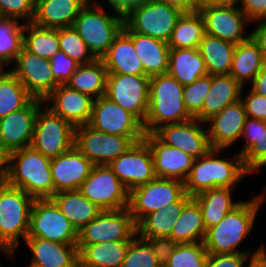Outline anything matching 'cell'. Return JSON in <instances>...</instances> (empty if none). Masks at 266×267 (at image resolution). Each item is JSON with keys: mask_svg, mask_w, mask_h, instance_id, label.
<instances>
[{"mask_svg": "<svg viewBox=\"0 0 266 267\" xmlns=\"http://www.w3.org/2000/svg\"><path fill=\"white\" fill-rule=\"evenodd\" d=\"M50 167V158L31 146L24 147L6 155L4 181L10 186L21 188L34 199L51 198L54 195V184Z\"/></svg>", "mask_w": 266, "mask_h": 267, "instance_id": "1", "label": "cell"}, {"mask_svg": "<svg viewBox=\"0 0 266 267\" xmlns=\"http://www.w3.org/2000/svg\"><path fill=\"white\" fill-rule=\"evenodd\" d=\"M265 191L249 201H241L218 224L207 229L203 241L207 253L231 254L244 252L250 254V251H239L237 247L252 232L257 213L266 199Z\"/></svg>", "mask_w": 266, "mask_h": 267, "instance_id": "2", "label": "cell"}, {"mask_svg": "<svg viewBox=\"0 0 266 267\" xmlns=\"http://www.w3.org/2000/svg\"><path fill=\"white\" fill-rule=\"evenodd\" d=\"M222 149H210L194 159L190 173L184 181L185 192L194 197L217 187H235L250 174L244 167L242 156L237 153L231 159L218 158ZM217 156V157H216Z\"/></svg>", "mask_w": 266, "mask_h": 267, "instance_id": "3", "label": "cell"}, {"mask_svg": "<svg viewBox=\"0 0 266 267\" xmlns=\"http://www.w3.org/2000/svg\"><path fill=\"white\" fill-rule=\"evenodd\" d=\"M184 86L169 73L150 77L149 106L143 123L144 133H153L160 126L193 118L183 101Z\"/></svg>", "mask_w": 266, "mask_h": 267, "instance_id": "4", "label": "cell"}, {"mask_svg": "<svg viewBox=\"0 0 266 267\" xmlns=\"http://www.w3.org/2000/svg\"><path fill=\"white\" fill-rule=\"evenodd\" d=\"M34 200L21 188L0 181V250L8 257L13 258L19 238H27Z\"/></svg>", "mask_w": 266, "mask_h": 267, "instance_id": "5", "label": "cell"}, {"mask_svg": "<svg viewBox=\"0 0 266 267\" xmlns=\"http://www.w3.org/2000/svg\"><path fill=\"white\" fill-rule=\"evenodd\" d=\"M95 4L87 3L74 20L72 27L84 40L92 54L97 59H101L108 52L114 38L123 29L124 15L109 16L98 2Z\"/></svg>", "mask_w": 266, "mask_h": 267, "instance_id": "6", "label": "cell"}, {"mask_svg": "<svg viewBox=\"0 0 266 267\" xmlns=\"http://www.w3.org/2000/svg\"><path fill=\"white\" fill-rule=\"evenodd\" d=\"M182 13L165 2L146 0L124 15V24L133 32L168 42Z\"/></svg>", "mask_w": 266, "mask_h": 267, "instance_id": "7", "label": "cell"}, {"mask_svg": "<svg viewBox=\"0 0 266 267\" xmlns=\"http://www.w3.org/2000/svg\"><path fill=\"white\" fill-rule=\"evenodd\" d=\"M185 193L183 181L155 177L129 192L128 209L137 225L146 215L178 201Z\"/></svg>", "mask_w": 266, "mask_h": 267, "instance_id": "8", "label": "cell"}, {"mask_svg": "<svg viewBox=\"0 0 266 267\" xmlns=\"http://www.w3.org/2000/svg\"><path fill=\"white\" fill-rule=\"evenodd\" d=\"M75 128L61 116L54 114L47 106L38 111L35 120L31 147L50 159L74 146Z\"/></svg>", "mask_w": 266, "mask_h": 267, "instance_id": "9", "label": "cell"}, {"mask_svg": "<svg viewBox=\"0 0 266 267\" xmlns=\"http://www.w3.org/2000/svg\"><path fill=\"white\" fill-rule=\"evenodd\" d=\"M27 237H39L62 244L78 243L77 230L51 198L34 200Z\"/></svg>", "mask_w": 266, "mask_h": 267, "instance_id": "10", "label": "cell"}, {"mask_svg": "<svg viewBox=\"0 0 266 267\" xmlns=\"http://www.w3.org/2000/svg\"><path fill=\"white\" fill-rule=\"evenodd\" d=\"M144 136H120L93 129L88 124L75 128V147L94 165L109 164Z\"/></svg>", "mask_w": 266, "mask_h": 267, "instance_id": "11", "label": "cell"}, {"mask_svg": "<svg viewBox=\"0 0 266 267\" xmlns=\"http://www.w3.org/2000/svg\"><path fill=\"white\" fill-rule=\"evenodd\" d=\"M78 190L102 210H120L129 206V191L108 164L94 165Z\"/></svg>", "mask_w": 266, "mask_h": 267, "instance_id": "12", "label": "cell"}, {"mask_svg": "<svg viewBox=\"0 0 266 267\" xmlns=\"http://www.w3.org/2000/svg\"><path fill=\"white\" fill-rule=\"evenodd\" d=\"M150 77L108 73L105 96L132 113L142 124L149 106Z\"/></svg>", "mask_w": 266, "mask_h": 267, "instance_id": "13", "label": "cell"}, {"mask_svg": "<svg viewBox=\"0 0 266 267\" xmlns=\"http://www.w3.org/2000/svg\"><path fill=\"white\" fill-rule=\"evenodd\" d=\"M137 235V226L128 208L102 210L78 232L77 245L107 241H131Z\"/></svg>", "mask_w": 266, "mask_h": 267, "instance_id": "14", "label": "cell"}, {"mask_svg": "<svg viewBox=\"0 0 266 267\" xmlns=\"http://www.w3.org/2000/svg\"><path fill=\"white\" fill-rule=\"evenodd\" d=\"M14 62L16 67L12 68V74L33 99L44 102L59 86L53 77L49 59L39 57L23 47Z\"/></svg>", "mask_w": 266, "mask_h": 267, "instance_id": "15", "label": "cell"}, {"mask_svg": "<svg viewBox=\"0 0 266 267\" xmlns=\"http://www.w3.org/2000/svg\"><path fill=\"white\" fill-rule=\"evenodd\" d=\"M108 166L129 192L156 177L151 149L144 139L135 142Z\"/></svg>", "mask_w": 266, "mask_h": 267, "instance_id": "16", "label": "cell"}, {"mask_svg": "<svg viewBox=\"0 0 266 267\" xmlns=\"http://www.w3.org/2000/svg\"><path fill=\"white\" fill-rule=\"evenodd\" d=\"M235 2L225 5H212L198 9L204 20L205 33L222 40L239 44L248 40L244 36L245 23L251 21Z\"/></svg>", "mask_w": 266, "mask_h": 267, "instance_id": "17", "label": "cell"}, {"mask_svg": "<svg viewBox=\"0 0 266 267\" xmlns=\"http://www.w3.org/2000/svg\"><path fill=\"white\" fill-rule=\"evenodd\" d=\"M93 129L120 136H144L143 124L105 95L95 99L88 124Z\"/></svg>", "mask_w": 266, "mask_h": 267, "instance_id": "18", "label": "cell"}, {"mask_svg": "<svg viewBox=\"0 0 266 267\" xmlns=\"http://www.w3.org/2000/svg\"><path fill=\"white\" fill-rule=\"evenodd\" d=\"M201 124L204 125L205 122L191 118L179 123L162 125L153 134L165 145L178 148L197 159L211 149L208 131L203 129Z\"/></svg>", "mask_w": 266, "mask_h": 267, "instance_id": "19", "label": "cell"}, {"mask_svg": "<svg viewBox=\"0 0 266 267\" xmlns=\"http://www.w3.org/2000/svg\"><path fill=\"white\" fill-rule=\"evenodd\" d=\"M41 105L44 102L33 99L26 107L0 118V148L6 155L31 145Z\"/></svg>", "mask_w": 266, "mask_h": 267, "instance_id": "20", "label": "cell"}, {"mask_svg": "<svg viewBox=\"0 0 266 267\" xmlns=\"http://www.w3.org/2000/svg\"><path fill=\"white\" fill-rule=\"evenodd\" d=\"M93 101L90 96L61 84L44 101V105L76 128L89 124Z\"/></svg>", "mask_w": 266, "mask_h": 267, "instance_id": "21", "label": "cell"}, {"mask_svg": "<svg viewBox=\"0 0 266 267\" xmlns=\"http://www.w3.org/2000/svg\"><path fill=\"white\" fill-rule=\"evenodd\" d=\"M94 164L75 145L64 154L51 159L54 194L78 190L89 176Z\"/></svg>", "mask_w": 266, "mask_h": 267, "instance_id": "22", "label": "cell"}, {"mask_svg": "<svg viewBox=\"0 0 266 267\" xmlns=\"http://www.w3.org/2000/svg\"><path fill=\"white\" fill-rule=\"evenodd\" d=\"M247 117L244 105L239 100L208 119L205 123L211 126L207 129L211 149L223 150L235 143L242 136Z\"/></svg>", "mask_w": 266, "mask_h": 267, "instance_id": "23", "label": "cell"}, {"mask_svg": "<svg viewBox=\"0 0 266 267\" xmlns=\"http://www.w3.org/2000/svg\"><path fill=\"white\" fill-rule=\"evenodd\" d=\"M153 158L156 177L185 181L191 171L194 158L184 151L162 143L153 133L144 135Z\"/></svg>", "mask_w": 266, "mask_h": 267, "instance_id": "24", "label": "cell"}, {"mask_svg": "<svg viewBox=\"0 0 266 267\" xmlns=\"http://www.w3.org/2000/svg\"><path fill=\"white\" fill-rule=\"evenodd\" d=\"M122 30L132 39L136 54L147 76L168 73L170 48L167 42L133 32L125 24Z\"/></svg>", "mask_w": 266, "mask_h": 267, "instance_id": "25", "label": "cell"}, {"mask_svg": "<svg viewBox=\"0 0 266 267\" xmlns=\"http://www.w3.org/2000/svg\"><path fill=\"white\" fill-rule=\"evenodd\" d=\"M32 252V260L44 267H79L77 244H62L39 237L24 241Z\"/></svg>", "mask_w": 266, "mask_h": 267, "instance_id": "26", "label": "cell"}, {"mask_svg": "<svg viewBox=\"0 0 266 267\" xmlns=\"http://www.w3.org/2000/svg\"><path fill=\"white\" fill-rule=\"evenodd\" d=\"M86 0H36L33 23L43 28L70 27Z\"/></svg>", "mask_w": 266, "mask_h": 267, "instance_id": "27", "label": "cell"}, {"mask_svg": "<svg viewBox=\"0 0 266 267\" xmlns=\"http://www.w3.org/2000/svg\"><path fill=\"white\" fill-rule=\"evenodd\" d=\"M101 59L107 73L146 75L132 39L123 30L114 38L108 52Z\"/></svg>", "mask_w": 266, "mask_h": 267, "instance_id": "28", "label": "cell"}, {"mask_svg": "<svg viewBox=\"0 0 266 267\" xmlns=\"http://www.w3.org/2000/svg\"><path fill=\"white\" fill-rule=\"evenodd\" d=\"M242 136L247 143L238 153L242 156L245 169L255 173L266 166V121L247 117Z\"/></svg>", "mask_w": 266, "mask_h": 267, "instance_id": "29", "label": "cell"}, {"mask_svg": "<svg viewBox=\"0 0 266 267\" xmlns=\"http://www.w3.org/2000/svg\"><path fill=\"white\" fill-rule=\"evenodd\" d=\"M131 241L77 245L79 267H121Z\"/></svg>", "mask_w": 266, "mask_h": 267, "instance_id": "30", "label": "cell"}, {"mask_svg": "<svg viewBox=\"0 0 266 267\" xmlns=\"http://www.w3.org/2000/svg\"><path fill=\"white\" fill-rule=\"evenodd\" d=\"M51 199L77 232L102 212L101 208L83 196L79 190L58 192Z\"/></svg>", "mask_w": 266, "mask_h": 267, "instance_id": "31", "label": "cell"}, {"mask_svg": "<svg viewBox=\"0 0 266 267\" xmlns=\"http://www.w3.org/2000/svg\"><path fill=\"white\" fill-rule=\"evenodd\" d=\"M191 198L185 193L178 201L146 215L136 225L137 235L140 238L170 237L172 228L180 217L184 205Z\"/></svg>", "mask_w": 266, "mask_h": 267, "instance_id": "32", "label": "cell"}, {"mask_svg": "<svg viewBox=\"0 0 266 267\" xmlns=\"http://www.w3.org/2000/svg\"><path fill=\"white\" fill-rule=\"evenodd\" d=\"M243 87L230 75H211V87L203 104V122L241 99Z\"/></svg>", "mask_w": 266, "mask_h": 267, "instance_id": "33", "label": "cell"}, {"mask_svg": "<svg viewBox=\"0 0 266 267\" xmlns=\"http://www.w3.org/2000/svg\"><path fill=\"white\" fill-rule=\"evenodd\" d=\"M168 73L185 86L207 75L208 71L198 48H170Z\"/></svg>", "mask_w": 266, "mask_h": 267, "instance_id": "34", "label": "cell"}, {"mask_svg": "<svg viewBox=\"0 0 266 267\" xmlns=\"http://www.w3.org/2000/svg\"><path fill=\"white\" fill-rule=\"evenodd\" d=\"M265 62L266 59L258 44L250 37L236 44L230 75L244 87L246 82H252Z\"/></svg>", "mask_w": 266, "mask_h": 267, "instance_id": "35", "label": "cell"}, {"mask_svg": "<svg viewBox=\"0 0 266 267\" xmlns=\"http://www.w3.org/2000/svg\"><path fill=\"white\" fill-rule=\"evenodd\" d=\"M235 187H217L197 194L193 198L199 204L206 230L218 224L241 201L232 200V190Z\"/></svg>", "mask_w": 266, "mask_h": 267, "instance_id": "36", "label": "cell"}, {"mask_svg": "<svg viewBox=\"0 0 266 267\" xmlns=\"http://www.w3.org/2000/svg\"><path fill=\"white\" fill-rule=\"evenodd\" d=\"M236 44L207 33L199 45V51L209 75L230 74Z\"/></svg>", "mask_w": 266, "mask_h": 267, "instance_id": "37", "label": "cell"}, {"mask_svg": "<svg viewBox=\"0 0 266 267\" xmlns=\"http://www.w3.org/2000/svg\"><path fill=\"white\" fill-rule=\"evenodd\" d=\"M107 74L103 60L96 59L89 64L79 65L66 85L95 100L106 93Z\"/></svg>", "mask_w": 266, "mask_h": 267, "instance_id": "38", "label": "cell"}, {"mask_svg": "<svg viewBox=\"0 0 266 267\" xmlns=\"http://www.w3.org/2000/svg\"><path fill=\"white\" fill-rule=\"evenodd\" d=\"M201 208L192 197L183 207L175 222L170 238L177 243L203 242L206 236Z\"/></svg>", "mask_w": 266, "mask_h": 267, "instance_id": "39", "label": "cell"}, {"mask_svg": "<svg viewBox=\"0 0 266 267\" xmlns=\"http://www.w3.org/2000/svg\"><path fill=\"white\" fill-rule=\"evenodd\" d=\"M204 34V20L199 11L182 13L167 44L172 49L199 48Z\"/></svg>", "mask_w": 266, "mask_h": 267, "instance_id": "40", "label": "cell"}, {"mask_svg": "<svg viewBox=\"0 0 266 267\" xmlns=\"http://www.w3.org/2000/svg\"><path fill=\"white\" fill-rule=\"evenodd\" d=\"M23 32V47L27 51L46 59L60 51L59 29L43 28L32 22L24 23Z\"/></svg>", "mask_w": 266, "mask_h": 267, "instance_id": "41", "label": "cell"}, {"mask_svg": "<svg viewBox=\"0 0 266 267\" xmlns=\"http://www.w3.org/2000/svg\"><path fill=\"white\" fill-rule=\"evenodd\" d=\"M33 98L11 73L0 81V118L26 107Z\"/></svg>", "mask_w": 266, "mask_h": 267, "instance_id": "42", "label": "cell"}, {"mask_svg": "<svg viewBox=\"0 0 266 267\" xmlns=\"http://www.w3.org/2000/svg\"><path fill=\"white\" fill-rule=\"evenodd\" d=\"M15 18L0 17V57L14 62L23 48L24 23Z\"/></svg>", "mask_w": 266, "mask_h": 267, "instance_id": "43", "label": "cell"}, {"mask_svg": "<svg viewBox=\"0 0 266 267\" xmlns=\"http://www.w3.org/2000/svg\"><path fill=\"white\" fill-rule=\"evenodd\" d=\"M207 259L203 242L178 243L164 267H206Z\"/></svg>", "mask_w": 266, "mask_h": 267, "instance_id": "44", "label": "cell"}, {"mask_svg": "<svg viewBox=\"0 0 266 267\" xmlns=\"http://www.w3.org/2000/svg\"><path fill=\"white\" fill-rule=\"evenodd\" d=\"M59 45L61 51L80 65L97 59L72 26L59 28Z\"/></svg>", "mask_w": 266, "mask_h": 267, "instance_id": "45", "label": "cell"}, {"mask_svg": "<svg viewBox=\"0 0 266 267\" xmlns=\"http://www.w3.org/2000/svg\"><path fill=\"white\" fill-rule=\"evenodd\" d=\"M211 87V75L200 77L184 86L183 101L188 113L203 122V104Z\"/></svg>", "mask_w": 266, "mask_h": 267, "instance_id": "46", "label": "cell"}, {"mask_svg": "<svg viewBox=\"0 0 266 267\" xmlns=\"http://www.w3.org/2000/svg\"><path fill=\"white\" fill-rule=\"evenodd\" d=\"M121 267H161L150 245L136 235L130 242Z\"/></svg>", "mask_w": 266, "mask_h": 267, "instance_id": "47", "label": "cell"}, {"mask_svg": "<svg viewBox=\"0 0 266 267\" xmlns=\"http://www.w3.org/2000/svg\"><path fill=\"white\" fill-rule=\"evenodd\" d=\"M36 0H0V17L15 18L32 23Z\"/></svg>", "mask_w": 266, "mask_h": 267, "instance_id": "48", "label": "cell"}, {"mask_svg": "<svg viewBox=\"0 0 266 267\" xmlns=\"http://www.w3.org/2000/svg\"><path fill=\"white\" fill-rule=\"evenodd\" d=\"M49 60L53 77L59 85L66 84L80 65L61 50Z\"/></svg>", "mask_w": 266, "mask_h": 267, "instance_id": "49", "label": "cell"}, {"mask_svg": "<svg viewBox=\"0 0 266 267\" xmlns=\"http://www.w3.org/2000/svg\"><path fill=\"white\" fill-rule=\"evenodd\" d=\"M142 239H144L150 245L152 252L157 257V261L161 265V267H164L167 264L169 258L172 255V252L175 250L178 244L170 237H155Z\"/></svg>", "mask_w": 266, "mask_h": 267, "instance_id": "50", "label": "cell"}, {"mask_svg": "<svg viewBox=\"0 0 266 267\" xmlns=\"http://www.w3.org/2000/svg\"><path fill=\"white\" fill-rule=\"evenodd\" d=\"M248 117L266 121V96L248 92L245 98L240 99Z\"/></svg>", "mask_w": 266, "mask_h": 267, "instance_id": "51", "label": "cell"}, {"mask_svg": "<svg viewBox=\"0 0 266 267\" xmlns=\"http://www.w3.org/2000/svg\"><path fill=\"white\" fill-rule=\"evenodd\" d=\"M250 254L244 252H236L231 254H210L206 267H243L247 262Z\"/></svg>", "mask_w": 266, "mask_h": 267, "instance_id": "52", "label": "cell"}, {"mask_svg": "<svg viewBox=\"0 0 266 267\" xmlns=\"http://www.w3.org/2000/svg\"><path fill=\"white\" fill-rule=\"evenodd\" d=\"M241 2L239 7L248 19L254 21L266 19V0H235V3ZM253 21V22H252Z\"/></svg>", "mask_w": 266, "mask_h": 267, "instance_id": "53", "label": "cell"}, {"mask_svg": "<svg viewBox=\"0 0 266 267\" xmlns=\"http://www.w3.org/2000/svg\"><path fill=\"white\" fill-rule=\"evenodd\" d=\"M258 23L257 27L251 33L252 39L258 44L266 59V19L254 21Z\"/></svg>", "mask_w": 266, "mask_h": 267, "instance_id": "54", "label": "cell"}, {"mask_svg": "<svg viewBox=\"0 0 266 267\" xmlns=\"http://www.w3.org/2000/svg\"><path fill=\"white\" fill-rule=\"evenodd\" d=\"M251 91L266 96V62L251 82Z\"/></svg>", "mask_w": 266, "mask_h": 267, "instance_id": "55", "label": "cell"}, {"mask_svg": "<svg viewBox=\"0 0 266 267\" xmlns=\"http://www.w3.org/2000/svg\"><path fill=\"white\" fill-rule=\"evenodd\" d=\"M165 2L170 6L179 9L183 13H190L197 11V1L196 0H158Z\"/></svg>", "mask_w": 266, "mask_h": 267, "instance_id": "56", "label": "cell"}, {"mask_svg": "<svg viewBox=\"0 0 266 267\" xmlns=\"http://www.w3.org/2000/svg\"><path fill=\"white\" fill-rule=\"evenodd\" d=\"M144 1L146 0H115L111 8L116 12V16H118V14L125 15L130 9Z\"/></svg>", "mask_w": 266, "mask_h": 267, "instance_id": "57", "label": "cell"}, {"mask_svg": "<svg viewBox=\"0 0 266 267\" xmlns=\"http://www.w3.org/2000/svg\"><path fill=\"white\" fill-rule=\"evenodd\" d=\"M248 267H266V249L264 245L251 254Z\"/></svg>", "mask_w": 266, "mask_h": 267, "instance_id": "58", "label": "cell"}, {"mask_svg": "<svg viewBox=\"0 0 266 267\" xmlns=\"http://www.w3.org/2000/svg\"><path fill=\"white\" fill-rule=\"evenodd\" d=\"M197 11L201 7L212 6V5H225L235 2V0H196Z\"/></svg>", "mask_w": 266, "mask_h": 267, "instance_id": "59", "label": "cell"}, {"mask_svg": "<svg viewBox=\"0 0 266 267\" xmlns=\"http://www.w3.org/2000/svg\"><path fill=\"white\" fill-rule=\"evenodd\" d=\"M6 174V154L0 148V180L3 181Z\"/></svg>", "mask_w": 266, "mask_h": 267, "instance_id": "60", "label": "cell"}, {"mask_svg": "<svg viewBox=\"0 0 266 267\" xmlns=\"http://www.w3.org/2000/svg\"><path fill=\"white\" fill-rule=\"evenodd\" d=\"M7 64L9 65V62H7L5 59L0 57V81L12 73L11 70L9 71L7 70L5 71V69L3 70V68H5L4 66Z\"/></svg>", "mask_w": 266, "mask_h": 267, "instance_id": "61", "label": "cell"}, {"mask_svg": "<svg viewBox=\"0 0 266 267\" xmlns=\"http://www.w3.org/2000/svg\"><path fill=\"white\" fill-rule=\"evenodd\" d=\"M86 1H87V3H90V4L93 3V2H91L92 0H86ZM105 1H106V3H108L109 6H111L115 2V0H105Z\"/></svg>", "mask_w": 266, "mask_h": 267, "instance_id": "62", "label": "cell"}, {"mask_svg": "<svg viewBox=\"0 0 266 267\" xmlns=\"http://www.w3.org/2000/svg\"><path fill=\"white\" fill-rule=\"evenodd\" d=\"M29 267H44V266L31 261Z\"/></svg>", "mask_w": 266, "mask_h": 267, "instance_id": "63", "label": "cell"}]
</instances>
